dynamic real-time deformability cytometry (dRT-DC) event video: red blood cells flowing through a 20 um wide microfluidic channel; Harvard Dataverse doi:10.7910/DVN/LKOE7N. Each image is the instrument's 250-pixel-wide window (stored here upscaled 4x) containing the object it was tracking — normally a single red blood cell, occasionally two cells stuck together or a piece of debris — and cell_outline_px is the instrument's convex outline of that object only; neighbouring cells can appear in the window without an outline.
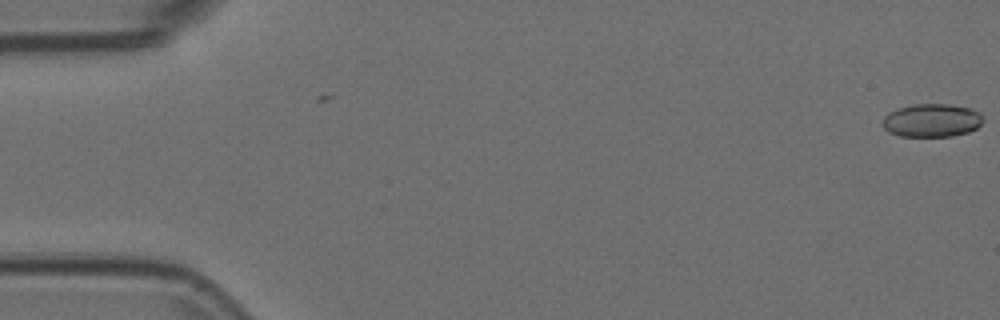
{"species": "Egyptian fruit bat (a non-hibernating species)", "species_latin": "Rousettus aegyptiacus", "temperature_condition": "room temperature", "stored_images_in_passage": 5, "camera_frame_rate_fps": 3000, "um_per_image_px": 0.085, "animal": {"sex": "female"}, "frame": {"image": 1, "passage_image": 1, "time_ms": 0.0, "image_size_px": [1000, 320], "cell_outline_px": [[984, 120], [976, 128], [968, 132], [952, 136], [900, 136], [888, 132], [884, 128], [884, 116], [888, 112], [912, 104], [948, 104], [968, 108], [980, 112]], "centroid_in_image_um": [79.21, 10.23], "position_along_channel_um": 5.8, "area_um2": 19.36}}
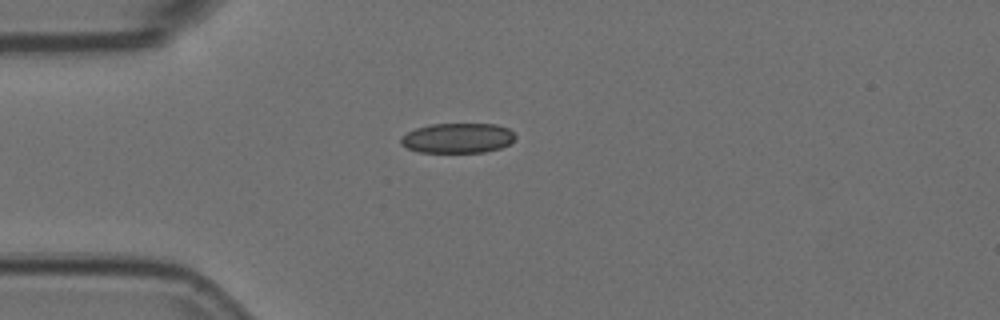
{"frame": {"image": 2, "passage_image": 5, "time_ms": 1.333, "image_size_px": [1000, 320], "cell_outline_px": [[516, 136], [508, 144], [500, 148], [484, 152], [420, 152], [408, 148], [400, 144], [400, 136], [416, 128], [432, 124], [496, 124], [508, 128]], "centroid_in_image_um": [38.88, 11.73], "position_along_channel_um": 46.1, "area_um2": 19.88}}